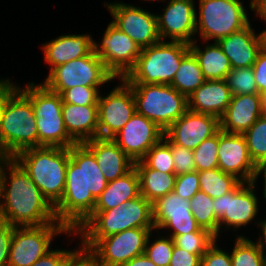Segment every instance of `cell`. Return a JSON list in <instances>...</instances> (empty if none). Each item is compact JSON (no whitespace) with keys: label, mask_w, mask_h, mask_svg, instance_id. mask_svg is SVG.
<instances>
[{"label":"cell","mask_w":266,"mask_h":266,"mask_svg":"<svg viewBox=\"0 0 266 266\" xmlns=\"http://www.w3.org/2000/svg\"><path fill=\"white\" fill-rule=\"evenodd\" d=\"M69 154L63 196L54 212L58 222L74 231L93 212L108 182L94 154L83 143L71 146Z\"/></svg>","instance_id":"6da1fadb"},{"label":"cell","mask_w":266,"mask_h":266,"mask_svg":"<svg viewBox=\"0 0 266 266\" xmlns=\"http://www.w3.org/2000/svg\"><path fill=\"white\" fill-rule=\"evenodd\" d=\"M6 169L10 172V187L6 185ZM0 221L14 227L61 223L54 207L14 158H0Z\"/></svg>","instance_id":"7a4b0ae2"},{"label":"cell","mask_w":266,"mask_h":266,"mask_svg":"<svg viewBox=\"0 0 266 266\" xmlns=\"http://www.w3.org/2000/svg\"><path fill=\"white\" fill-rule=\"evenodd\" d=\"M131 228H155L152 204L142 195L110 210L92 212L75 230L89 251L101 238Z\"/></svg>","instance_id":"3957f363"},{"label":"cell","mask_w":266,"mask_h":266,"mask_svg":"<svg viewBox=\"0 0 266 266\" xmlns=\"http://www.w3.org/2000/svg\"><path fill=\"white\" fill-rule=\"evenodd\" d=\"M38 147V128L31 100L7 79V102L0 129V158Z\"/></svg>","instance_id":"277c9868"},{"label":"cell","mask_w":266,"mask_h":266,"mask_svg":"<svg viewBox=\"0 0 266 266\" xmlns=\"http://www.w3.org/2000/svg\"><path fill=\"white\" fill-rule=\"evenodd\" d=\"M13 158L54 207L63 196L70 158L69 148L32 147L18 152Z\"/></svg>","instance_id":"5b68a950"},{"label":"cell","mask_w":266,"mask_h":266,"mask_svg":"<svg viewBox=\"0 0 266 266\" xmlns=\"http://www.w3.org/2000/svg\"><path fill=\"white\" fill-rule=\"evenodd\" d=\"M189 51V44L160 40L142 48L135 66L123 79L128 84L171 85L182 58Z\"/></svg>","instance_id":"8992f818"},{"label":"cell","mask_w":266,"mask_h":266,"mask_svg":"<svg viewBox=\"0 0 266 266\" xmlns=\"http://www.w3.org/2000/svg\"><path fill=\"white\" fill-rule=\"evenodd\" d=\"M32 102L38 128V147L70 148L76 142L68 135L62 116V97L43 84L32 82L20 89Z\"/></svg>","instance_id":"52a82bcc"},{"label":"cell","mask_w":266,"mask_h":266,"mask_svg":"<svg viewBox=\"0 0 266 266\" xmlns=\"http://www.w3.org/2000/svg\"><path fill=\"white\" fill-rule=\"evenodd\" d=\"M129 85L136 112L156 123L164 132L188 110V98L171 85Z\"/></svg>","instance_id":"ba28073f"},{"label":"cell","mask_w":266,"mask_h":266,"mask_svg":"<svg viewBox=\"0 0 266 266\" xmlns=\"http://www.w3.org/2000/svg\"><path fill=\"white\" fill-rule=\"evenodd\" d=\"M199 19L196 13V32L203 40L220 39L249 24L248 15L239 0H200Z\"/></svg>","instance_id":"9c48e42d"},{"label":"cell","mask_w":266,"mask_h":266,"mask_svg":"<svg viewBox=\"0 0 266 266\" xmlns=\"http://www.w3.org/2000/svg\"><path fill=\"white\" fill-rule=\"evenodd\" d=\"M115 77L105 68L103 61L92 51L53 68L43 85L58 94L76 86L99 87Z\"/></svg>","instance_id":"30bf717a"},{"label":"cell","mask_w":266,"mask_h":266,"mask_svg":"<svg viewBox=\"0 0 266 266\" xmlns=\"http://www.w3.org/2000/svg\"><path fill=\"white\" fill-rule=\"evenodd\" d=\"M62 232L74 233L62 223L13 227L8 266H31L51 251L52 238Z\"/></svg>","instance_id":"8fae6325"},{"label":"cell","mask_w":266,"mask_h":266,"mask_svg":"<svg viewBox=\"0 0 266 266\" xmlns=\"http://www.w3.org/2000/svg\"><path fill=\"white\" fill-rule=\"evenodd\" d=\"M155 228H131L101 238L88 252L99 266H123L145 252L147 239Z\"/></svg>","instance_id":"7c38bea8"},{"label":"cell","mask_w":266,"mask_h":266,"mask_svg":"<svg viewBox=\"0 0 266 266\" xmlns=\"http://www.w3.org/2000/svg\"><path fill=\"white\" fill-rule=\"evenodd\" d=\"M141 48L111 22L105 31L101 47L93 41V51L105 68L115 77L123 78L135 66Z\"/></svg>","instance_id":"4fadbf2b"},{"label":"cell","mask_w":266,"mask_h":266,"mask_svg":"<svg viewBox=\"0 0 266 266\" xmlns=\"http://www.w3.org/2000/svg\"><path fill=\"white\" fill-rule=\"evenodd\" d=\"M122 84L109 95L98 99V137L112 138L136 112L131 86L121 78Z\"/></svg>","instance_id":"5bb4252c"},{"label":"cell","mask_w":266,"mask_h":266,"mask_svg":"<svg viewBox=\"0 0 266 266\" xmlns=\"http://www.w3.org/2000/svg\"><path fill=\"white\" fill-rule=\"evenodd\" d=\"M246 185L245 182H240L231 192L213 199L219 231L222 225L234 227L233 229L247 225L257 215L258 200L253 190L255 183L248 182Z\"/></svg>","instance_id":"9a60e30c"},{"label":"cell","mask_w":266,"mask_h":266,"mask_svg":"<svg viewBox=\"0 0 266 266\" xmlns=\"http://www.w3.org/2000/svg\"><path fill=\"white\" fill-rule=\"evenodd\" d=\"M106 6L114 18L111 23L126 33L141 49L161 40L156 14L124 3H112Z\"/></svg>","instance_id":"2e32d148"},{"label":"cell","mask_w":266,"mask_h":266,"mask_svg":"<svg viewBox=\"0 0 266 266\" xmlns=\"http://www.w3.org/2000/svg\"><path fill=\"white\" fill-rule=\"evenodd\" d=\"M164 133L156 123L135 112L128 123L111 139L133 162H136L163 139Z\"/></svg>","instance_id":"e0dca14e"},{"label":"cell","mask_w":266,"mask_h":266,"mask_svg":"<svg viewBox=\"0 0 266 266\" xmlns=\"http://www.w3.org/2000/svg\"><path fill=\"white\" fill-rule=\"evenodd\" d=\"M219 130V118L188 109L165 130L164 136H167L172 144L194 150Z\"/></svg>","instance_id":"ac0fdd59"},{"label":"cell","mask_w":266,"mask_h":266,"mask_svg":"<svg viewBox=\"0 0 266 266\" xmlns=\"http://www.w3.org/2000/svg\"><path fill=\"white\" fill-rule=\"evenodd\" d=\"M153 223L157 230L165 228L173 229L170 236L183 235L201 230L196 222L190 202L181 198L174 191L159 198L152 204Z\"/></svg>","instance_id":"d6986e66"},{"label":"cell","mask_w":266,"mask_h":266,"mask_svg":"<svg viewBox=\"0 0 266 266\" xmlns=\"http://www.w3.org/2000/svg\"><path fill=\"white\" fill-rule=\"evenodd\" d=\"M218 168L234 175L241 182H252L258 167L250 158L243 134L219 130Z\"/></svg>","instance_id":"ffe728a7"},{"label":"cell","mask_w":266,"mask_h":266,"mask_svg":"<svg viewBox=\"0 0 266 266\" xmlns=\"http://www.w3.org/2000/svg\"><path fill=\"white\" fill-rule=\"evenodd\" d=\"M157 16V29L161 40L191 44L196 34V9L193 0H170L162 15Z\"/></svg>","instance_id":"44dd1931"},{"label":"cell","mask_w":266,"mask_h":266,"mask_svg":"<svg viewBox=\"0 0 266 266\" xmlns=\"http://www.w3.org/2000/svg\"><path fill=\"white\" fill-rule=\"evenodd\" d=\"M261 94L232 95L226 112L220 119V129L231 134H244L263 115Z\"/></svg>","instance_id":"7402d4cb"},{"label":"cell","mask_w":266,"mask_h":266,"mask_svg":"<svg viewBox=\"0 0 266 266\" xmlns=\"http://www.w3.org/2000/svg\"><path fill=\"white\" fill-rule=\"evenodd\" d=\"M83 144L94 154L107 182L125 175L134 167V162L111 138L97 137Z\"/></svg>","instance_id":"603a6c76"},{"label":"cell","mask_w":266,"mask_h":266,"mask_svg":"<svg viewBox=\"0 0 266 266\" xmlns=\"http://www.w3.org/2000/svg\"><path fill=\"white\" fill-rule=\"evenodd\" d=\"M231 97L232 94L226 80H206L188 98V109L221 119Z\"/></svg>","instance_id":"cb8c5ba5"},{"label":"cell","mask_w":266,"mask_h":266,"mask_svg":"<svg viewBox=\"0 0 266 266\" xmlns=\"http://www.w3.org/2000/svg\"><path fill=\"white\" fill-rule=\"evenodd\" d=\"M217 43L228 57L232 69L252 67L260 52L259 38L250 23Z\"/></svg>","instance_id":"d4e9b609"},{"label":"cell","mask_w":266,"mask_h":266,"mask_svg":"<svg viewBox=\"0 0 266 266\" xmlns=\"http://www.w3.org/2000/svg\"><path fill=\"white\" fill-rule=\"evenodd\" d=\"M62 116L68 135L83 143L98 137V105L62 103Z\"/></svg>","instance_id":"484cf974"},{"label":"cell","mask_w":266,"mask_h":266,"mask_svg":"<svg viewBox=\"0 0 266 266\" xmlns=\"http://www.w3.org/2000/svg\"><path fill=\"white\" fill-rule=\"evenodd\" d=\"M93 38L90 35H61L43 47L45 62L51 65L50 71L62 64L89 55L93 51Z\"/></svg>","instance_id":"4316f807"},{"label":"cell","mask_w":266,"mask_h":266,"mask_svg":"<svg viewBox=\"0 0 266 266\" xmlns=\"http://www.w3.org/2000/svg\"><path fill=\"white\" fill-rule=\"evenodd\" d=\"M139 196V177L135 167H133L125 175L107 183L105 190L96 200L93 212L113 209Z\"/></svg>","instance_id":"83f0119b"},{"label":"cell","mask_w":266,"mask_h":266,"mask_svg":"<svg viewBox=\"0 0 266 266\" xmlns=\"http://www.w3.org/2000/svg\"><path fill=\"white\" fill-rule=\"evenodd\" d=\"M138 173L140 195L151 204L172 192L175 186V173H162L148 168L141 160L134 162Z\"/></svg>","instance_id":"f1b7e54d"},{"label":"cell","mask_w":266,"mask_h":266,"mask_svg":"<svg viewBox=\"0 0 266 266\" xmlns=\"http://www.w3.org/2000/svg\"><path fill=\"white\" fill-rule=\"evenodd\" d=\"M189 49L198 60L205 80L226 79L232 68L228 57L217 42L206 45L205 50L202 51L194 41L189 45Z\"/></svg>","instance_id":"f546056e"},{"label":"cell","mask_w":266,"mask_h":266,"mask_svg":"<svg viewBox=\"0 0 266 266\" xmlns=\"http://www.w3.org/2000/svg\"><path fill=\"white\" fill-rule=\"evenodd\" d=\"M202 70L194 54L189 51L181 60L171 86L187 98L204 82Z\"/></svg>","instance_id":"4dcf8cb0"},{"label":"cell","mask_w":266,"mask_h":266,"mask_svg":"<svg viewBox=\"0 0 266 266\" xmlns=\"http://www.w3.org/2000/svg\"><path fill=\"white\" fill-rule=\"evenodd\" d=\"M198 175L200 190L213 199L231 192L241 182L234 175L224 173L219 168L199 171Z\"/></svg>","instance_id":"1f68e13d"},{"label":"cell","mask_w":266,"mask_h":266,"mask_svg":"<svg viewBox=\"0 0 266 266\" xmlns=\"http://www.w3.org/2000/svg\"><path fill=\"white\" fill-rule=\"evenodd\" d=\"M189 202L191 212L200 228L208 230L217 238L219 220L214 215L213 198L199 190Z\"/></svg>","instance_id":"d6a6232c"},{"label":"cell","mask_w":266,"mask_h":266,"mask_svg":"<svg viewBox=\"0 0 266 266\" xmlns=\"http://www.w3.org/2000/svg\"><path fill=\"white\" fill-rule=\"evenodd\" d=\"M231 264L232 266H266V258L258 242L255 243L245 236H238L231 253Z\"/></svg>","instance_id":"836d02e7"},{"label":"cell","mask_w":266,"mask_h":266,"mask_svg":"<svg viewBox=\"0 0 266 266\" xmlns=\"http://www.w3.org/2000/svg\"><path fill=\"white\" fill-rule=\"evenodd\" d=\"M243 135L254 164L266 165V116L261 115Z\"/></svg>","instance_id":"e575fe53"},{"label":"cell","mask_w":266,"mask_h":266,"mask_svg":"<svg viewBox=\"0 0 266 266\" xmlns=\"http://www.w3.org/2000/svg\"><path fill=\"white\" fill-rule=\"evenodd\" d=\"M170 237L173 239L175 246L200 257L217 241V238L206 229Z\"/></svg>","instance_id":"d590c367"},{"label":"cell","mask_w":266,"mask_h":266,"mask_svg":"<svg viewBox=\"0 0 266 266\" xmlns=\"http://www.w3.org/2000/svg\"><path fill=\"white\" fill-rule=\"evenodd\" d=\"M141 161L150 169L162 173H174V160L171 147L163 139L154 145Z\"/></svg>","instance_id":"8d00e7d4"},{"label":"cell","mask_w":266,"mask_h":266,"mask_svg":"<svg viewBox=\"0 0 266 266\" xmlns=\"http://www.w3.org/2000/svg\"><path fill=\"white\" fill-rule=\"evenodd\" d=\"M225 80L232 95L259 94L253 67L231 69Z\"/></svg>","instance_id":"74e56055"},{"label":"cell","mask_w":266,"mask_h":266,"mask_svg":"<svg viewBox=\"0 0 266 266\" xmlns=\"http://www.w3.org/2000/svg\"><path fill=\"white\" fill-rule=\"evenodd\" d=\"M219 131L193 150L196 171L218 168Z\"/></svg>","instance_id":"f35d334b"},{"label":"cell","mask_w":266,"mask_h":266,"mask_svg":"<svg viewBox=\"0 0 266 266\" xmlns=\"http://www.w3.org/2000/svg\"><path fill=\"white\" fill-rule=\"evenodd\" d=\"M152 233H150L146 247H145V254L148 256L150 260H152L157 266H169L170 259L173 252L174 242L173 239L170 238H163L159 237L154 243L150 245L149 238Z\"/></svg>","instance_id":"ab89813d"},{"label":"cell","mask_w":266,"mask_h":266,"mask_svg":"<svg viewBox=\"0 0 266 266\" xmlns=\"http://www.w3.org/2000/svg\"><path fill=\"white\" fill-rule=\"evenodd\" d=\"M64 103L75 104L80 106L98 105L99 88L76 86L65 90L62 94Z\"/></svg>","instance_id":"60d3db41"},{"label":"cell","mask_w":266,"mask_h":266,"mask_svg":"<svg viewBox=\"0 0 266 266\" xmlns=\"http://www.w3.org/2000/svg\"><path fill=\"white\" fill-rule=\"evenodd\" d=\"M163 140L171 147L174 160V173L176 175L186 174L196 170L193 150L172 144L165 136Z\"/></svg>","instance_id":"b9f144b4"},{"label":"cell","mask_w":266,"mask_h":266,"mask_svg":"<svg viewBox=\"0 0 266 266\" xmlns=\"http://www.w3.org/2000/svg\"><path fill=\"white\" fill-rule=\"evenodd\" d=\"M199 190L198 171L176 175L173 191L181 198L190 200Z\"/></svg>","instance_id":"7bdbcfd3"},{"label":"cell","mask_w":266,"mask_h":266,"mask_svg":"<svg viewBox=\"0 0 266 266\" xmlns=\"http://www.w3.org/2000/svg\"><path fill=\"white\" fill-rule=\"evenodd\" d=\"M216 241L201 257V266H232L231 254L217 248Z\"/></svg>","instance_id":"ee69618b"},{"label":"cell","mask_w":266,"mask_h":266,"mask_svg":"<svg viewBox=\"0 0 266 266\" xmlns=\"http://www.w3.org/2000/svg\"><path fill=\"white\" fill-rule=\"evenodd\" d=\"M78 251L79 250H51L45 256L34 262L31 266H66L68 261Z\"/></svg>","instance_id":"f6af8a7d"},{"label":"cell","mask_w":266,"mask_h":266,"mask_svg":"<svg viewBox=\"0 0 266 266\" xmlns=\"http://www.w3.org/2000/svg\"><path fill=\"white\" fill-rule=\"evenodd\" d=\"M13 227L0 221V266H8Z\"/></svg>","instance_id":"bcb514c9"},{"label":"cell","mask_w":266,"mask_h":266,"mask_svg":"<svg viewBox=\"0 0 266 266\" xmlns=\"http://www.w3.org/2000/svg\"><path fill=\"white\" fill-rule=\"evenodd\" d=\"M169 266H201V257L174 245Z\"/></svg>","instance_id":"7dc6e473"},{"label":"cell","mask_w":266,"mask_h":266,"mask_svg":"<svg viewBox=\"0 0 266 266\" xmlns=\"http://www.w3.org/2000/svg\"><path fill=\"white\" fill-rule=\"evenodd\" d=\"M252 67L259 94L265 96L266 95V54L259 52L257 59Z\"/></svg>","instance_id":"c3c4849f"},{"label":"cell","mask_w":266,"mask_h":266,"mask_svg":"<svg viewBox=\"0 0 266 266\" xmlns=\"http://www.w3.org/2000/svg\"><path fill=\"white\" fill-rule=\"evenodd\" d=\"M80 249L68 261L66 266H99L97 260L88 251H85L82 248Z\"/></svg>","instance_id":"681fc988"},{"label":"cell","mask_w":266,"mask_h":266,"mask_svg":"<svg viewBox=\"0 0 266 266\" xmlns=\"http://www.w3.org/2000/svg\"><path fill=\"white\" fill-rule=\"evenodd\" d=\"M7 102V80H0V129L2 126L4 109Z\"/></svg>","instance_id":"f907efd6"},{"label":"cell","mask_w":266,"mask_h":266,"mask_svg":"<svg viewBox=\"0 0 266 266\" xmlns=\"http://www.w3.org/2000/svg\"><path fill=\"white\" fill-rule=\"evenodd\" d=\"M123 266H157L148 256L144 253L129 260Z\"/></svg>","instance_id":"816d5d0a"},{"label":"cell","mask_w":266,"mask_h":266,"mask_svg":"<svg viewBox=\"0 0 266 266\" xmlns=\"http://www.w3.org/2000/svg\"><path fill=\"white\" fill-rule=\"evenodd\" d=\"M260 18L266 22V0H256V2L250 7Z\"/></svg>","instance_id":"f5cc1de1"},{"label":"cell","mask_w":266,"mask_h":266,"mask_svg":"<svg viewBox=\"0 0 266 266\" xmlns=\"http://www.w3.org/2000/svg\"><path fill=\"white\" fill-rule=\"evenodd\" d=\"M262 172H264V185H265V188H264V192H263V195H264V198L266 200V165H262V166H259L258 169L256 170V173L254 175V178H253V183L256 182V180L258 179V176L259 174H261Z\"/></svg>","instance_id":"db71d44e"},{"label":"cell","mask_w":266,"mask_h":266,"mask_svg":"<svg viewBox=\"0 0 266 266\" xmlns=\"http://www.w3.org/2000/svg\"><path fill=\"white\" fill-rule=\"evenodd\" d=\"M258 224H260L259 226L261 227V229H262V233H263V235H264V239L263 240H259L258 241V243L260 244V247H261V249H262V252H263V255H264V257L266 258V254H265V252H264V247H266V220H264V221H261L260 223H258ZM263 241V242H262ZM264 243V244H263ZM265 245V246H264Z\"/></svg>","instance_id":"11a10c76"},{"label":"cell","mask_w":266,"mask_h":266,"mask_svg":"<svg viewBox=\"0 0 266 266\" xmlns=\"http://www.w3.org/2000/svg\"><path fill=\"white\" fill-rule=\"evenodd\" d=\"M258 38L260 44V52L266 54V30L258 34Z\"/></svg>","instance_id":"9f6ffc18"},{"label":"cell","mask_w":266,"mask_h":266,"mask_svg":"<svg viewBox=\"0 0 266 266\" xmlns=\"http://www.w3.org/2000/svg\"><path fill=\"white\" fill-rule=\"evenodd\" d=\"M263 115L266 116V95L264 96L263 100Z\"/></svg>","instance_id":"6f0895ef"},{"label":"cell","mask_w":266,"mask_h":266,"mask_svg":"<svg viewBox=\"0 0 266 266\" xmlns=\"http://www.w3.org/2000/svg\"><path fill=\"white\" fill-rule=\"evenodd\" d=\"M256 2V0H250V7Z\"/></svg>","instance_id":"680465c9"}]
</instances>
